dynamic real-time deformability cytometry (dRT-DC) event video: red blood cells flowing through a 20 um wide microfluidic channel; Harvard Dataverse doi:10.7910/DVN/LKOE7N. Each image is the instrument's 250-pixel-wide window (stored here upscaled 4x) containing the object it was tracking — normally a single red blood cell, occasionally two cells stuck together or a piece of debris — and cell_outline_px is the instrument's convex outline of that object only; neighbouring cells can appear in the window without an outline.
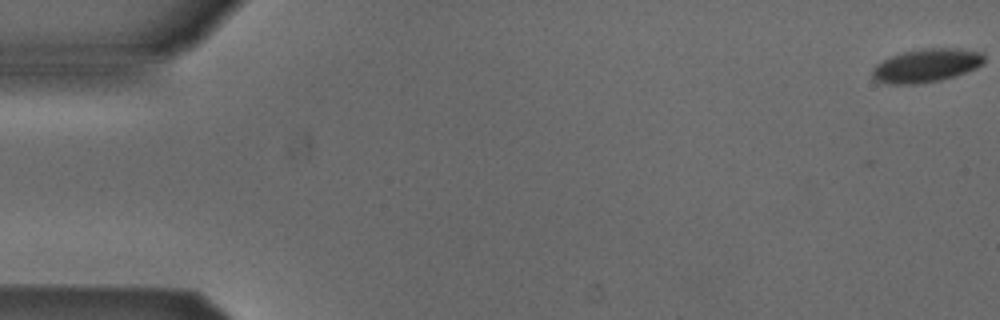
{"species": "Egyptian fruit bat (a non-hibernating species)", "species_latin": "Rousettus aegyptiacus", "temperature_condition": "cold", "stored_images_in_passage": 13, "camera_frame_rate_fps": 3000, "um_per_image_px": 0.085, "animal": {"sex": "male"}, "frame": {"image": 1, "passage_image": 1, "time_ms": 0.0, "image_size_px": [1000, 320], "cell_outline_px": [[984, 64], [976, 68], [956, 76], [940, 80], [916, 84], [888, 84], [872, 80], [872, 68], [876, 64], [892, 56], [904, 52], [920, 48], [956, 48], [984, 52]], "centroid_in_image_um": [78.75, 5.57], "position_along_channel_um": 6.3, "area_um2": 22.02}}